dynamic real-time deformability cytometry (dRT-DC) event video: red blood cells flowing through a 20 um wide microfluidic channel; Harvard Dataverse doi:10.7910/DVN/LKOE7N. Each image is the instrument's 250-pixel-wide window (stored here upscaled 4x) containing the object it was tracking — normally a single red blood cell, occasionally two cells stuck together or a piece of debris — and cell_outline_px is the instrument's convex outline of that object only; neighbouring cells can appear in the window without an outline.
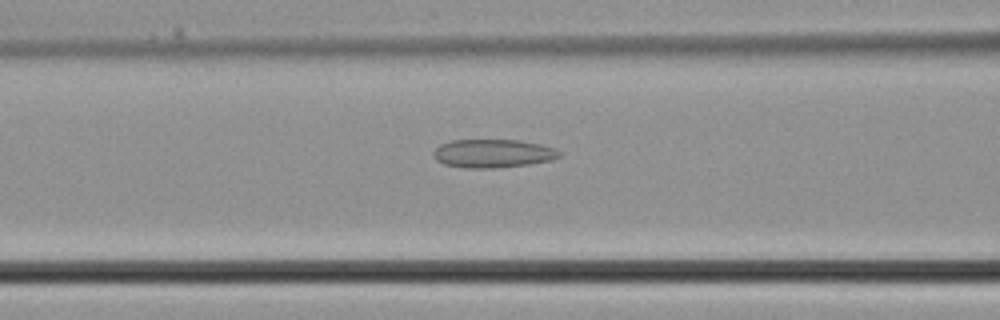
{"species": "common noctule bat (a hibernating species)", "species_latin": "Nyctalus noctula", "temperature_condition": "cold", "stored_images_in_passage": 29, "camera_frame_rate_fps": 3000, "um_per_image_px": 0.085, "animal": {"sex": "male", "body_mass_g": 21.5, "forearm_length_mm": 52.0}, "frame": {"image": 1, "passage_image": 7, "time_ms": 2.0, "image_size_px": [1000, 320], "cell_outline_px": [[560, 156], [552, 160], [532, 164], [500, 168], [464, 168], [444, 164], [436, 160], [432, 152], [440, 144], [452, 140], [520, 140], [540, 144], [556, 148], [560, 152]], "centroid_in_image_um": [41.91, 13.05], "position_along_channel_um": 124.7, "area_um2": 21.1}}
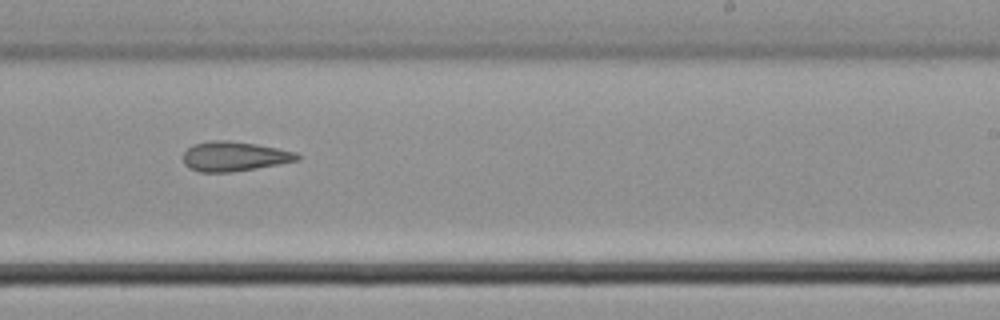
{"frame": {"image": 2, "passage_image": 15, "time_ms": 4.667, "image_size_px": [1000, 320], "cell_outline_px": [[300, 160], [280, 164], [256, 168], [228, 172], [200, 172], [188, 168], [184, 164], [184, 152], [192, 144], [212, 140], [228, 140], [256, 144], [296, 152], [300, 156]], "centroid_in_image_um": [19.9, 13.29], "position_along_channel_um": 269.1, "area_um2": 19.71}}
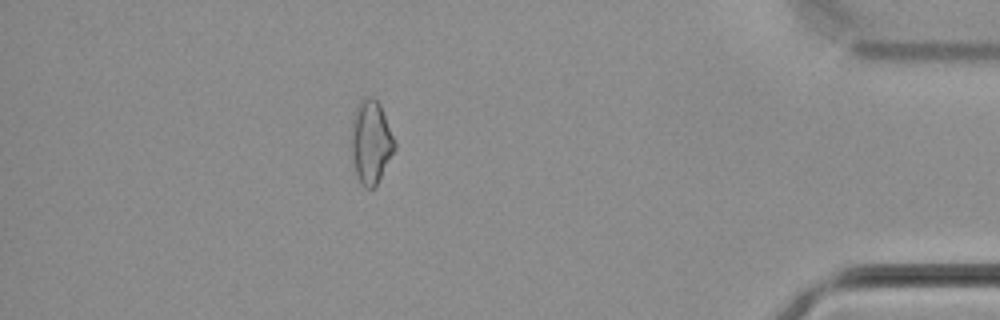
{"frame": {"image": 3, "passage_image": 25, "time_ms": 8.0, "image_size_px": [1000, 320], "cell_outline_px": [[396, 148], [376, 184], [372, 188], [364, 188], [360, 184], [356, 172], [348, 144], [352, 120], [356, 104], [364, 96], [372, 96], [380, 104], [396, 140]], "centroid_in_image_um": [31.49, 12.02], "position_along_channel_um": 403.7, "area_um2": 21.62}}